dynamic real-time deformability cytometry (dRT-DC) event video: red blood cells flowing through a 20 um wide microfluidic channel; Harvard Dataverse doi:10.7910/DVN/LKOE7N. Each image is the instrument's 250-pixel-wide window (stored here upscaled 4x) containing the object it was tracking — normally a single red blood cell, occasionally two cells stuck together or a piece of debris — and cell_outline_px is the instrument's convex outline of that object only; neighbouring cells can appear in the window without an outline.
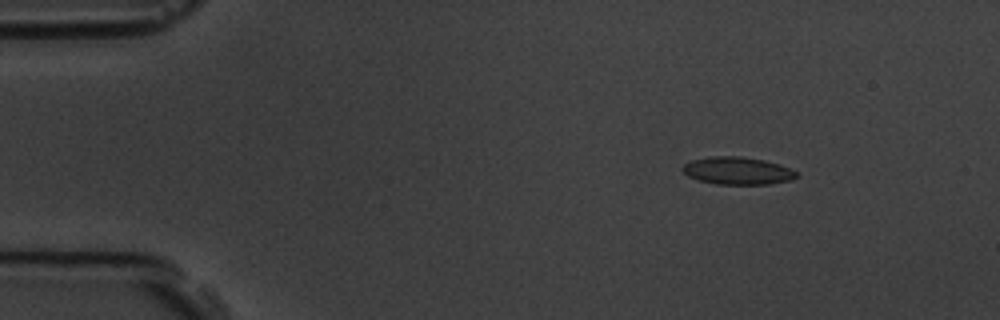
{"species": "common noctule bat (a hibernating species)", "species_latin": "Nyctalus noctula", "temperature_condition": "room temperature", "stored_images_in_passage": 5, "camera_frame_rate_fps": 3000, "um_per_image_px": 0.085, "animal": {"sex": "male", "body_mass_g": 19.5, "forearm_length_mm": 54.6}, "frame": {"image": 1, "passage_image": 2, "time_ms": 1.0, "image_size_px": [1000, 320], "cell_outline_px": [[800, 176], [788, 180], [768, 184], [716, 184], [700, 180], [688, 176], [680, 168], [684, 164], [692, 160], [712, 156], [740, 156], [764, 160], [780, 164], [796, 172]], "centroid_in_image_um": [62.67, 14.51], "position_along_channel_um": 22.3, "area_um2": 18.15}}